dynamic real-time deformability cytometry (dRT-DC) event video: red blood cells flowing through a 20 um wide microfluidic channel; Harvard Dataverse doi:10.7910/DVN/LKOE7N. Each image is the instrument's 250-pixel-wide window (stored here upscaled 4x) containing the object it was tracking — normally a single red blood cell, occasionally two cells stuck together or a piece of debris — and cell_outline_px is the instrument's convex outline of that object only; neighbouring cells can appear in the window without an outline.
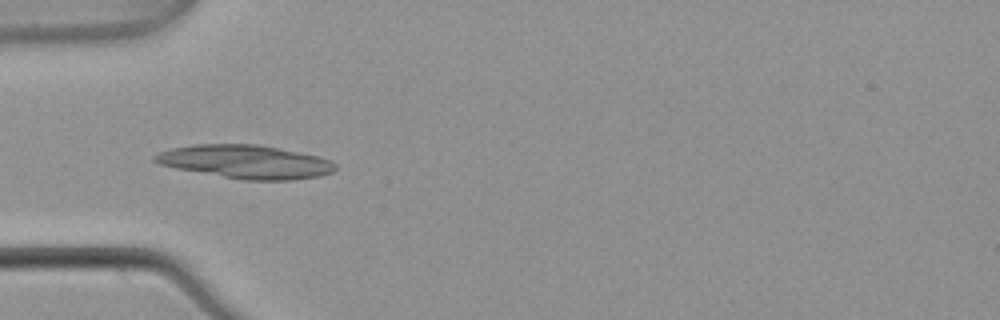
{"species": "common noctule bat (a hibernating species)", "species_latin": "Nyctalus noctula", "temperature_condition": "warm", "stored_images_in_passage": 5, "camera_frame_rate_fps": 3000, "um_per_image_px": 0.085, "animal": {"sex": "male", "body_mass_g": 21.5, "forearm_length_mm": 52.0}, "frame": {"image": 1, "passage_image": 3, "time_ms": 0.667, "image_size_px": [1000, 320], "cell_outline_px": [[336, 168], [332, 172], [320, 176], [292, 180], [244, 180], [176, 168], [160, 164], [152, 160], [152, 156], [160, 152], [172, 148], [196, 144], [256, 144], [320, 156], [336, 164]], "centroid_in_image_um": [20.88, 13.75], "position_along_channel_um": 64.1, "area_um2": 34.97}}
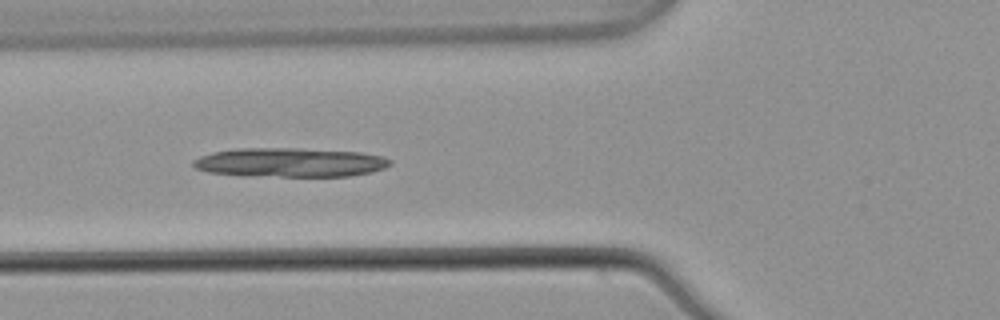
{"frame": {"image": 2, "passage_image": 4, "time_ms": 1.0, "image_size_px": [1000, 320], "cell_outline_px": [[392, 164], [384, 168], [372, 172], [348, 176], [280, 176], [208, 172], [196, 168], [192, 164], [192, 160], [200, 156], [212, 152], [236, 148], [300, 148], [360, 152], [380, 156], [392, 160]], "centroid_in_image_um": [24.68, 13.79], "position_along_channel_um": 101.1, "area_um2": 33.12}}
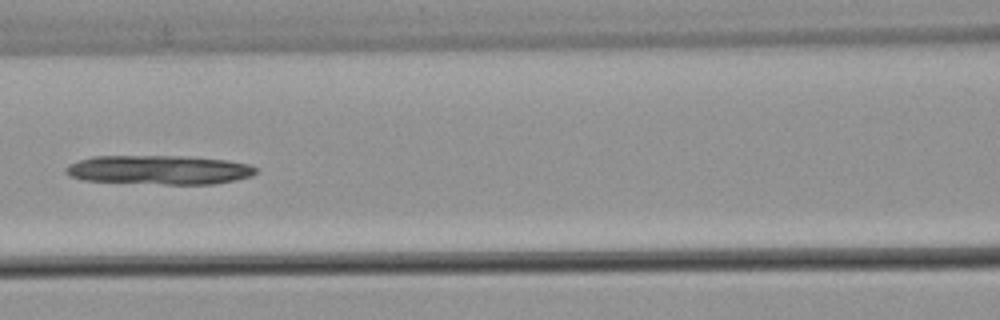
{"frame": {"image": 3, "passage_image": 5, "time_ms": 1.333, "image_size_px": [1000, 320], "cell_outline_px": [[256, 172], [252, 176], [236, 180], [212, 184], [164, 184], [84, 180], [68, 176], [64, 172], [64, 168], [68, 164], [92, 156], [180, 156], [228, 160], [248, 164], [256, 168]], "centroid_in_image_um": [13.5, 14.44], "position_along_channel_um": 153.1, "area_um2": 32.25}}